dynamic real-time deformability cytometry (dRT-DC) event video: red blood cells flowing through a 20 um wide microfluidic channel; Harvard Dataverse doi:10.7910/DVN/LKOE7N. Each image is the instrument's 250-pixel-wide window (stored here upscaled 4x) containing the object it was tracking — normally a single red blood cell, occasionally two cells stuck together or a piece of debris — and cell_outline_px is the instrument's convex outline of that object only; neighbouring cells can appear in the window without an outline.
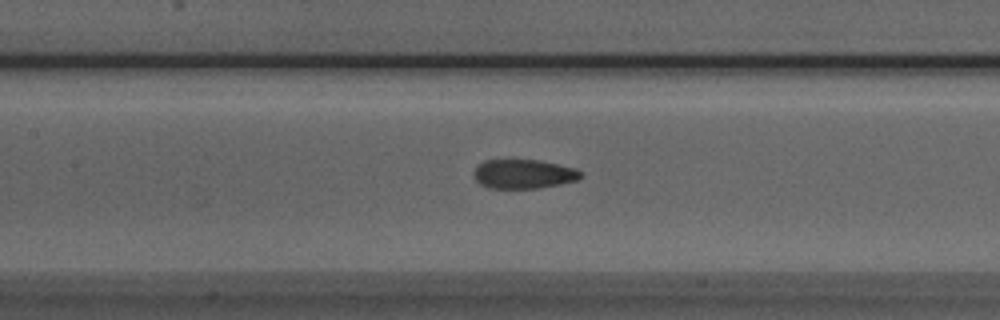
{"species": "Egyptian fruit bat (a non-hibernating species)", "species_latin": "Rousettus aegyptiacus", "temperature_condition": "room temperature", "stored_images_in_passage": 45, "camera_frame_rate_fps": 3000, "um_per_image_px": 0.085, "animal": {"sex": "male"}, "frame": {"image": 1, "passage_image": 22, "time_ms": 7.0, "image_size_px": [1000, 320], "cell_outline_px": [[584, 176], [576, 180], [560, 184], [536, 188], [488, 188], [480, 184], [476, 180], [476, 164], [484, 160], [540, 160], [576, 168]], "centroid_in_image_um": [44.52, 14.78], "position_along_channel_um": 162.9, "area_um2": 18.09}}
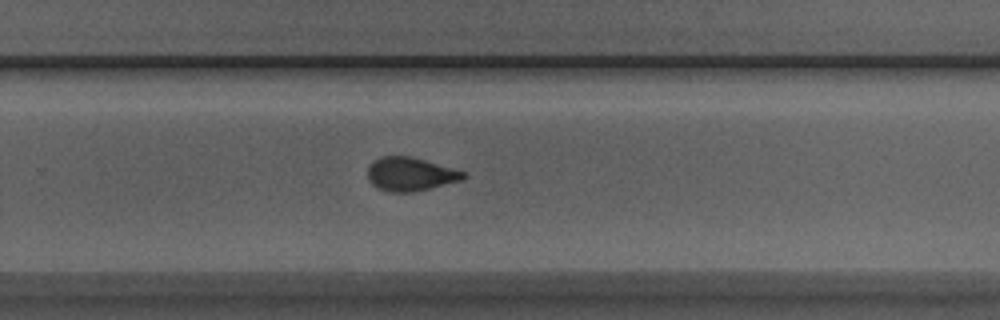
{"frame": {"image": 2, "passage_image": 32, "time_ms": 10.333, "image_size_px": [1000, 320], "cell_outline_px": [[464, 176], [460, 180], [412, 192], [388, 192], [376, 188], [368, 180], [368, 168], [380, 156], [408, 156], [424, 160], [452, 168], [464, 172]], "centroid_in_image_um": [34.81, 14.81], "position_along_channel_um": 295.0, "area_um2": 18.26}}
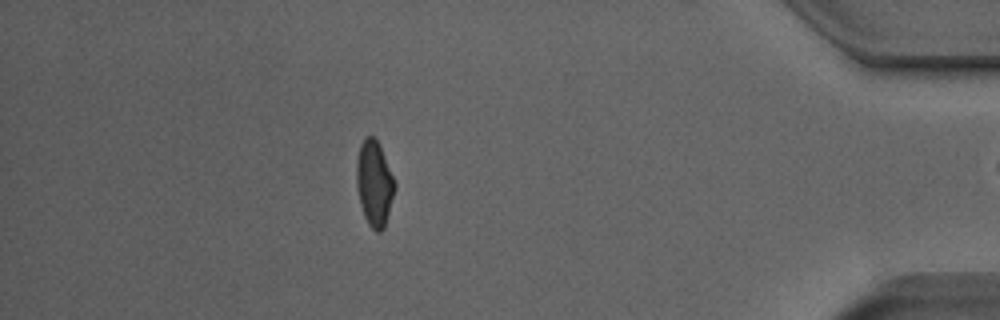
{"frame": {"image": 3, "passage_image": 44, "time_ms": 14.333, "image_size_px": [1000, 320], "cell_outline_px": [[396, 188], [384, 228], [380, 232], [376, 232], [368, 224], [364, 216], [360, 204], [356, 184], [356, 164], [360, 144], [364, 136], [372, 136], [380, 144], [396, 184]], "centroid_in_image_um": [31.81, 15.58], "position_along_channel_um": 403.4, "area_um2": 19.19}}